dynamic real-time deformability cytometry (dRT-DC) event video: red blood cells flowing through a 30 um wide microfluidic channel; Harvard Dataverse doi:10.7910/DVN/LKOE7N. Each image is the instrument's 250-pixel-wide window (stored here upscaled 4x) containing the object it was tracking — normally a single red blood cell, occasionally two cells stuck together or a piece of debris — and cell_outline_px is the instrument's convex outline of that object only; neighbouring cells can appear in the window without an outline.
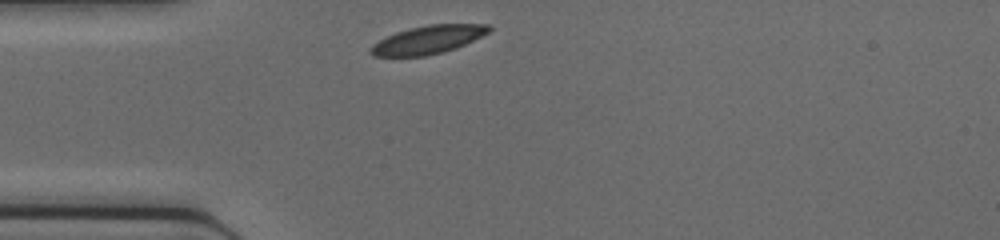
{"species": "common noctule bat (a hibernating species)", "species_latin": "Nyctalus noctula", "temperature_condition": "cold", "stored_images_in_passage": 27, "camera_frame_rate_fps": 3000, "um_per_image_px": 0.085, "animal": {"sex": "female", "body_mass_g": 17.0, "forearm_length_mm": 48.0}, "frame": {"image": 1, "passage_image": 1, "time_ms": 0.0, "image_size_px": [1000, 240], "cell_outline_px": [[492, 28], [488, 32], [456, 48], [424, 56], [372, 56], [368, 52], [368, 48], [372, 44], [396, 32], [428, 24], [488, 24]], "centroid_in_image_um": [36.33, 3.38], "position_along_channel_um": 48.7, "area_um2": 19.19}}
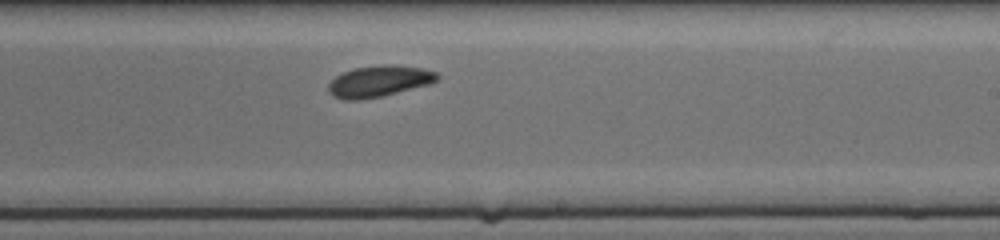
{"frame": {"image": 2, "passage_image": 16, "time_ms": 5.0, "image_size_px": [1000, 240], "cell_outline_px": [[440, 80], [428, 84], [380, 96], [360, 100], [344, 100], [332, 96], [328, 92], [328, 84], [336, 76], [352, 68], [384, 64], [392, 64], [424, 68], [436, 72], [440, 76]], "centroid_in_image_um": [32.21, 6.89], "position_along_channel_um": 256.8, "area_um2": 19.88}}
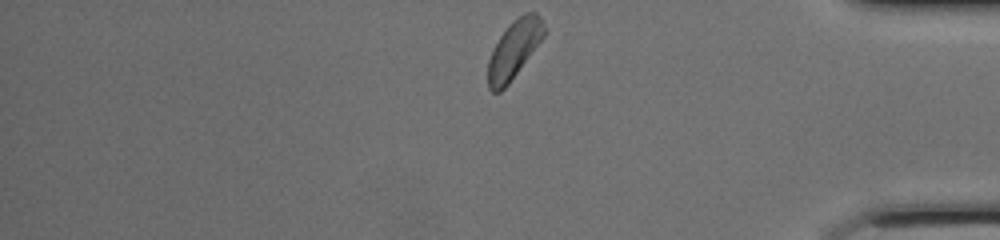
{"frame": {"image": 3, "passage_image": 27, "time_ms": 8.667, "image_size_px": [1000, 240], "cell_outline_px": [[544, 36], [508, 84], [500, 92], [492, 92], [488, 88], [488, 60], [500, 36], [508, 24], [512, 20], [524, 12], [536, 12], [540, 16], [544, 24]], "centroid_in_image_um": [43.68, 4.18], "position_along_channel_um": 391.5, "area_um2": 18.67}}